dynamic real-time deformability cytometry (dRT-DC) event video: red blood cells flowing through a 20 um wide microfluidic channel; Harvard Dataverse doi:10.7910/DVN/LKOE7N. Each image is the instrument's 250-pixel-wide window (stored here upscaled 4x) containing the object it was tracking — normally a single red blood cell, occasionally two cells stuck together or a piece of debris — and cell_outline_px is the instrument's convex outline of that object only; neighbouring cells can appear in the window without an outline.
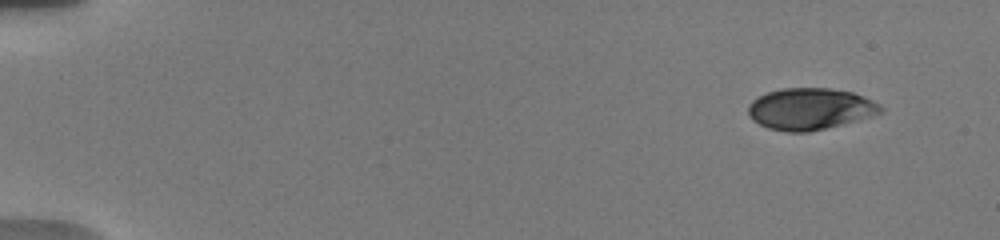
{"species": "human", "species_latin": "Homo sapiens", "temperature_condition": "warm", "stored_images_in_passage": 3, "segment_of_instrument_passage": [2, 2], "camera_frame_rate_fps": 3000, "um_per_image_px": 0.085, "donor": {"sex": "male"}, "frame": {"image": 1, "passage_image": 3, "time_ms": 3.0, "image_size_px": [1000, 240], "cell_outline_px": [[884, 108], [880, 112], [840, 124], [808, 132], [788, 132], [768, 128], [752, 120], [748, 112], [748, 104], [752, 100], [768, 92], [784, 88], [828, 88], [852, 92], [872, 100], [880, 104]], "centroid_in_image_um": [68.8, 9.25], "position_along_channel_um": 16.2, "area_um2": 31.56}}